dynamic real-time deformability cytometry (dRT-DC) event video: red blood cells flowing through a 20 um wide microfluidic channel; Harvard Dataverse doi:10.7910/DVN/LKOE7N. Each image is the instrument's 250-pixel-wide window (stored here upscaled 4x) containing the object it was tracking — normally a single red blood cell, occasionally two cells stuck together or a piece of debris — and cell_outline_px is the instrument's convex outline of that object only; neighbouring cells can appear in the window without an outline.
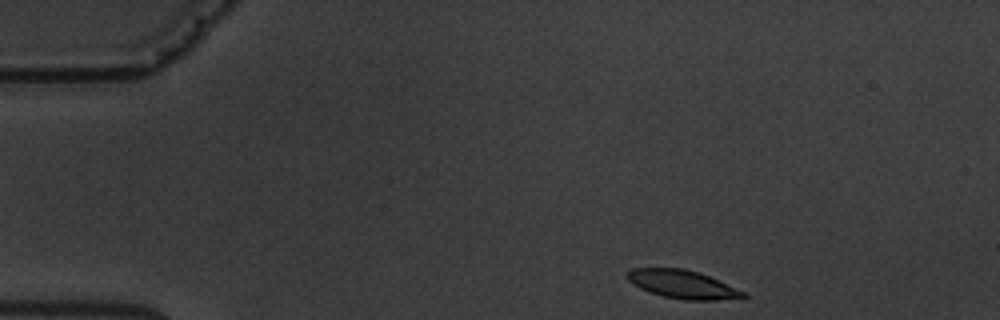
{"species": "common noctule bat (a hibernating species)", "species_latin": "Nyctalus noctula", "temperature_condition": "warm", "stored_images_in_passage": 3, "camera_frame_rate_fps": 3000, "um_per_image_px": 0.085, "animal": {"sex": "male", "body_mass_g": 19.5, "forearm_length_mm": 54.6}, "frame": {"image": 1, "passage_image": 1, "time_ms": 0.0, "image_size_px": [1000, 320], "cell_outline_px": [[748, 296], [716, 300], [684, 300], [664, 296], [640, 288], [632, 284], [624, 276], [624, 272], [632, 268], [684, 268], [708, 276], [744, 292]], "centroid_in_image_um": [57.91, 24.15], "position_along_channel_um": 27.1, "area_um2": 18.84}}
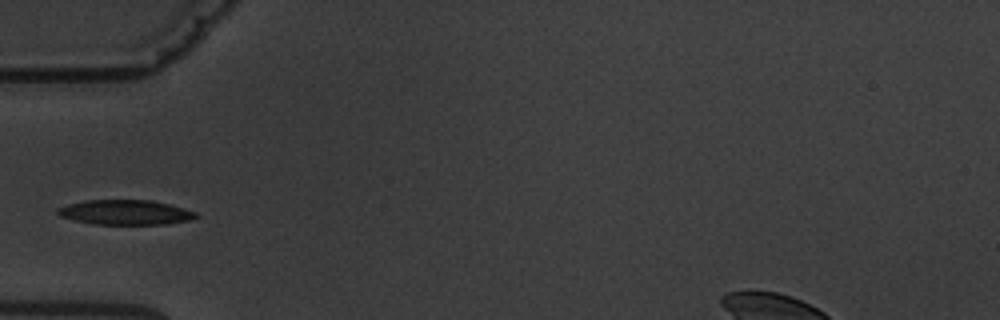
{"frame": {"image": 2, "passage_image": 3, "time_ms": 3.333, "image_size_px": [1000, 320], "cell_outline_px": [[200, 216], [192, 220], [168, 224], [92, 224], [60, 216], [56, 212], [56, 208], [68, 204], [88, 200], [152, 200], [184, 208], [196, 212]], "centroid_in_image_um": [10.69, 18.05], "position_along_channel_um": 74.3, "area_um2": 20.06}}